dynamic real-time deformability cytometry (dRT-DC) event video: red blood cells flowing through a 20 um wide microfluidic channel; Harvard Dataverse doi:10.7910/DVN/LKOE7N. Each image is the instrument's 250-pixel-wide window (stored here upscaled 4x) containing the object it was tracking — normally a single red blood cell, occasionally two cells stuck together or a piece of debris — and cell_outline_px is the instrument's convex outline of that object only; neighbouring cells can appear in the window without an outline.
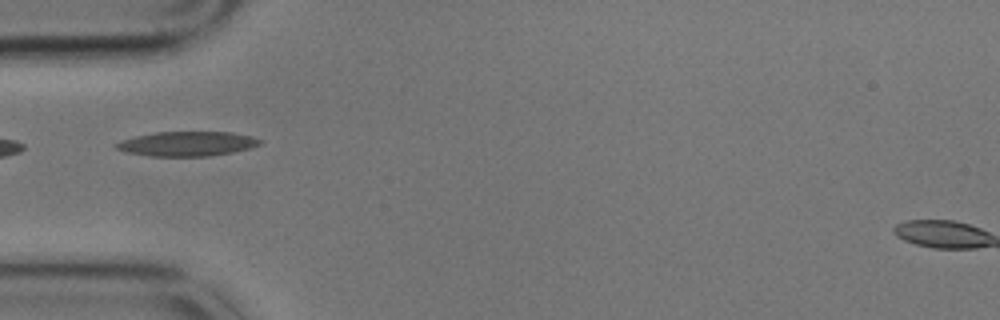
{"species": "common noctule bat (a hibernating species)", "species_latin": "Nyctalus noctula", "temperature_condition": "cold", "stored_images_in_passage": 3, "camera_frame_rate_fps": 3000, "um_per_image_px": 0.085, "animal": {"sex": "male", "body_mass_g": 17.9}, "frame": {"image": 1, "passage_image": 1, "time_ms": 0.0, "image_size_px": [1000, 320], "cell_outline_px": [[264, 144], [252, 148], [232, 152], [208, 156], [148, 156], [124, 152], [116, 148], [112, 144], [120, 140], [136, 136], [156, 132], [232, 132], [252, 136], [264, 140]], "centroid_in_image_um": [15.93, 12.22], "position_along_channel_um": 69.1, "area_um2": 20.92}}